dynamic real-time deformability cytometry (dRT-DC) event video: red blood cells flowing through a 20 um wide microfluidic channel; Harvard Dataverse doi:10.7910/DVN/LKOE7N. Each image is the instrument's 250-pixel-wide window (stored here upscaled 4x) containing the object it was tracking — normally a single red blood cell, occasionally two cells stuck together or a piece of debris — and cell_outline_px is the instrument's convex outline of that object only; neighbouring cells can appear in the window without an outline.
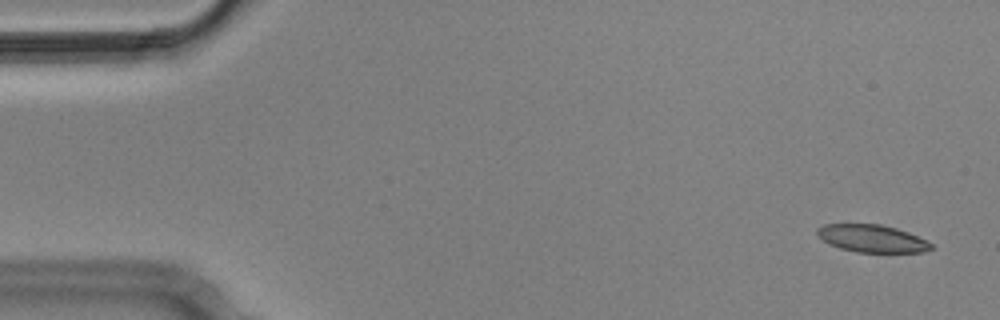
{"species": "Egyptian fruit bat (a non-hibernating species)", "species_latin": "Rousettus aegyptiacus", "temperature_condition": "cold", "stored_images_in_passage": 6, "segment_of_instrument_passage": [1, 2], "camera_frame_rate_fps": 3000, "um_per_image_px": 0.085, "animal": {"sex": "male"}, "frame": {"image": 1, "passage_image": 1, "time_ms": 0.0, "image_size_px": [1000, 320], "cell_outline_px": [[936, 248], [924, 252], [856, 252], [840, 248], [824, 240], [816, 232], [816, 228], [824, 224], [880, 224], [896, 228], [908, 232], [932, 244]], "centroid_in_image_um": [74.14, 20.27], "position_along_channel_um": 10.9, "area_um2": 18.09}}
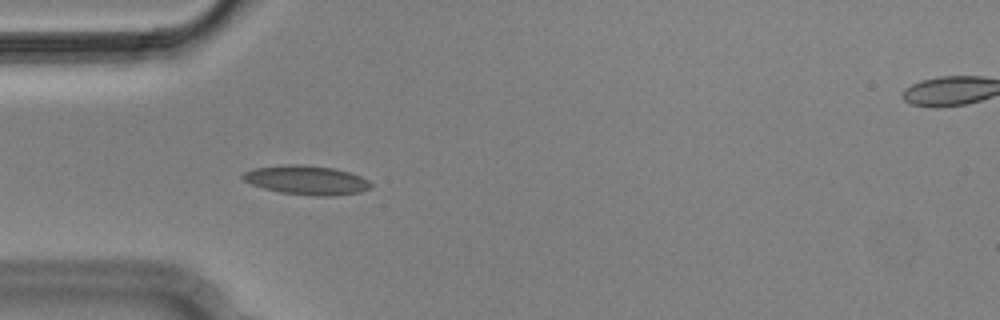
{"frame": {"image": 2, "passage_image": 5, "time_ms": 1.333, "image_size_px": [1000, 320], "cell_outline_px": [[372, 188], [360, 192], [332, 196], [312, 196], [280, 192], [264, 188], [252, 184], [244, 180], [240, 176], [244, 172], [252, 168], [288, 164], [300, 164], [332, 168], [348, 172], [360, 176], [368, 180], [372, 184]], "centroid_in_image_um": [26.05, 15.31], "position_along_channel_um": 58.9, "area_um2": 21.73}}